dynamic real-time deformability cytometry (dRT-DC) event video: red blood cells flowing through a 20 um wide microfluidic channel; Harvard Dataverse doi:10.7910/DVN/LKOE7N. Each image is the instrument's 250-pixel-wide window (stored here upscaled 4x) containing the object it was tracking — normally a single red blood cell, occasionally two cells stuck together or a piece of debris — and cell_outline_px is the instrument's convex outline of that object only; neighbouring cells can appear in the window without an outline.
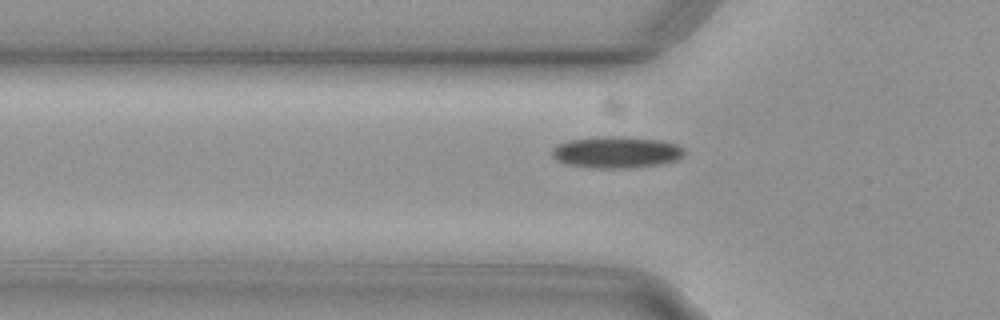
{"species": "common noctule bat (a hibernating species)", "species_latin": "Nyctalus noctula", "temperature_condition": "cold", "stored_images_in_passage": 37, "camera_frame_rate_fps": 3000, "um_per_image_px": 0.085, "animal": {"sex": "female", "body_mass_g": 29.2, "forearm_length_mm": 56.3}, "frame": {"image": 1, "passage_image": 6, "time_ms": 1.667, "image_size_px": [1000, 320], "cell_outline_px": [[684, 152], [676, 160], [660, 164], [628, 168], [592, 168], [564, 164], [556, 160], [552, 156], [552, 148], [556, 144], [568, 140], [600, 136], [624, 136], [660, 140], [676, 144], [684, 148]], "centroid_in_image_um": [52.33, 12.93], "position_along_channel_um": 73.5, "area_um2": 24.57}}
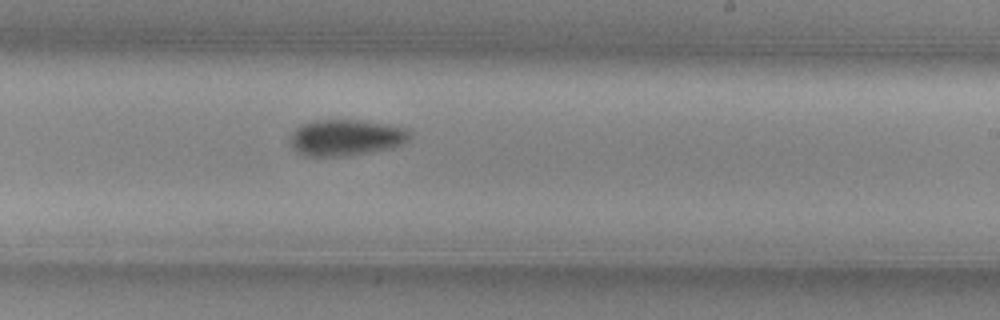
{"frame": {"image": 2, "passage_image": 21, "time_ms": 6.667, "image_size_px": [1000, 320], "cell_outline_px": [[412, 136], [404, 144], [392, 148], [372, 152], [348, 156], [304, 156], [296, 152], [292, 148], [292, 132], [300, 124], [312, 120], [360, 120], [388, 124], [408, 128], [412, 132]], "centroid_in_image_um": [29.45, 11.69], "position_along_channel_um": 259.5, "area_um2": 25.72}}
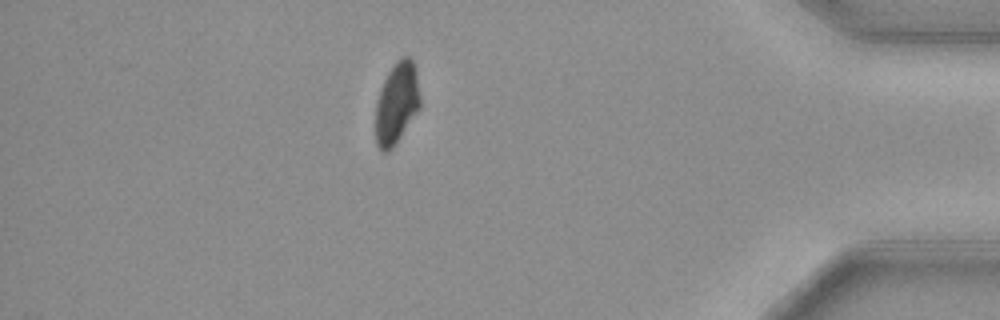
{"frame": {"image": 3, "passage_image": 36, "time_ms": 11.667, "image_size_px": [1000, 320], "cell_outline_px": [[420, 108], [392, 148], [388, 152], [384, 152], [376, 144], [376, 100], [380, 88], [392, 64], [400, 56], [408, 56], [412, 60], [416, 72], [420, 96]], "centroid_in_image_um": [33.71, 8.73], "position_along_channel_um": 401.5, "area_um2": 21.15}}